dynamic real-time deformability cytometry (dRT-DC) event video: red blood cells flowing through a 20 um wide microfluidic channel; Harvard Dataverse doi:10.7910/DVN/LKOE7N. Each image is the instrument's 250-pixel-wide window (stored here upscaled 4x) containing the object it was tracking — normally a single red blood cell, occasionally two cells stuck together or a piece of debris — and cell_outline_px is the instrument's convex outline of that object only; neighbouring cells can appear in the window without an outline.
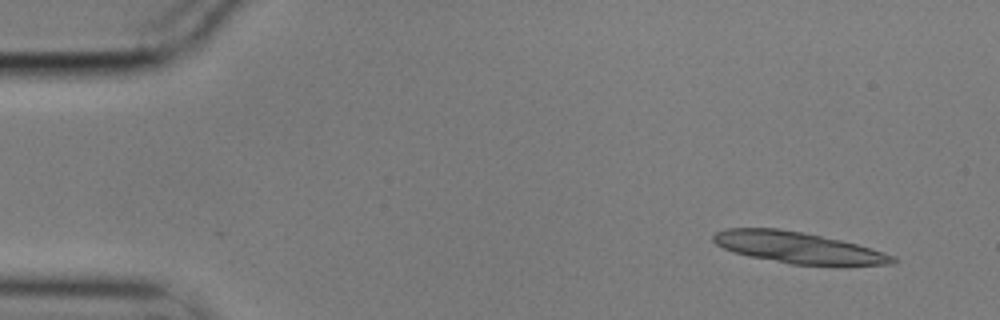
{"species": "common noctule bat (a hibernating species)", "species_latin": "Nyctalus noctula", "temperature_condition": "cold", "stored_images_in_passage": 8, "camera_frame_rate_fps": 3000, "um_per_image_px": 0.085, "animal": {"sex": "male", "body_mass_g": 17.9}, "frame": {"image": 1, "passage_image": 1, "time_ms": 0.0, "image_size_px": [1000, 320], "cell_outline_px": [[900, 260], [896, 264], [792, 264], [752, 256], [736, 252], [724, 248], [716, 244], [712, 240], [712, 236], [716, 232], [728, 228], [780, 228], [840, 240], [856, 244], [884, 252], [896, 256]], "centroid_in_image_um": [67.84, 21.03], "position_along_channel_um": 17.2, "area_um2": 31.91}}